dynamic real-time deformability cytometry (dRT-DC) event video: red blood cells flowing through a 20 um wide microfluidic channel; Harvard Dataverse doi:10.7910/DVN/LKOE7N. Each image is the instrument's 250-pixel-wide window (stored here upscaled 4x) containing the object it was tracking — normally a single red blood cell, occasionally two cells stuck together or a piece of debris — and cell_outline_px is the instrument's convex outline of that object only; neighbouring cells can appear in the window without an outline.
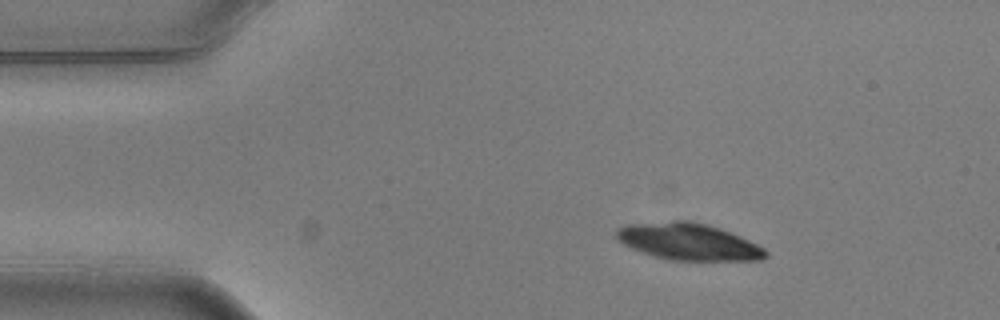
{"species": "common noctule bat (a hibernating species)", "species_latin": "Nyctalus noctula", "temperature_condition": "warm", "stored_images_in_passage": 3, "camera_frame_rate_fps": 3000, "um_per_image_px": 0.085, "animal": {"sex": "male", "body_mass_g": 20.5, "forearm_length_mm": 52.5}, "frame": {"image": 1, "passage_image": 2, "time_ms": 0.333, "image_size_px": [1000, 320], "cell_outline_px": [[768, 256], [760, 260], [668, 260], [652, 256], [632, 248], [616, 240], [612, 236], [616, 228], [624, 224], [672, 220], [688, 220], [708, 224], [720, 228], [740, 236], [764, 248], [768, 252]], "centroid_in_image_um": [58.44, 20.52], "position_along_channel_um": 26.6, "area_um2": 32.48}}